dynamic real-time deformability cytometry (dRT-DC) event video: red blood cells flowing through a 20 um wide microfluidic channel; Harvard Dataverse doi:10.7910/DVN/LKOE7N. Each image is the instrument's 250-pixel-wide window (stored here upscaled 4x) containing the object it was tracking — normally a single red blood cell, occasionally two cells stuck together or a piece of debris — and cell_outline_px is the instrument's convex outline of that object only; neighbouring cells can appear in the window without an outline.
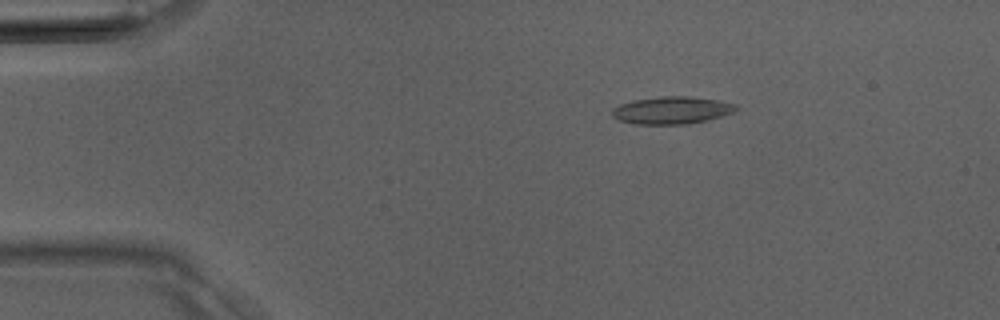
{"species": "Egyptian fruit bat (a non-hibernating species)", "species_latin": "Rousettus aegyptiacus", "temperature_condition": "room temperature", "stored_images_in_passage": 35, "camera_frame_rate_fps": 3000, "um_per_image_px": 0.085, "animal": {"sex": "male"}, "frame": {"image": 1, "passage_image": 4, "time_ms": 1.0, "image_size_px": [1000, 320], "cell_outline_px": [[740, 108], [732, 112], [708, 120], [688, 124], [636, 124], [620, 120], [612, 116], [612, 108], [620, 104], [632, 100], [660, 96], [692, 96], [716, 100], [736, 104]], "centroid_in_image_um": [57.09, 9.36], "position_along_channel_um": 27.9, "area_um2": 19.83}}
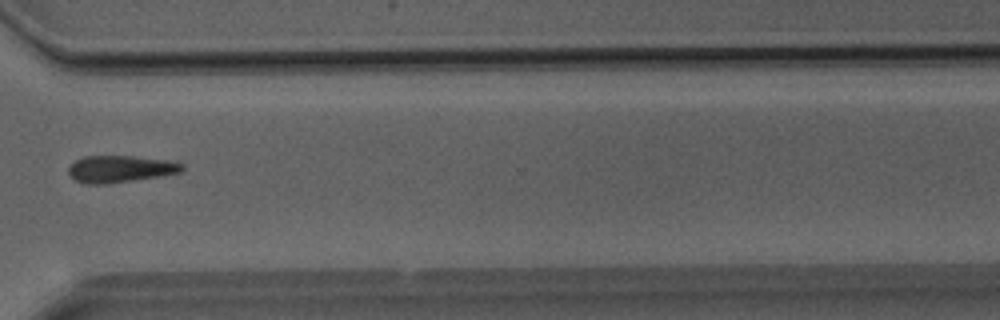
{"frame": {"image": 2, "passage_image": 26, "time_ms": 8.333, "image_size_px": [1000, 320], "cell_outline_px": [[184, 172], [160, 176], [108, 184], [84, 184], [76, 180], [68, 172], [68, 168], [76, 160], [84, 156], [132, 156], [176, 160], [184, 164]], "centroid_in_image_um": [10.31, 14.35], "position_along_channel_um": 360.3, "area_um2": 18.09}}
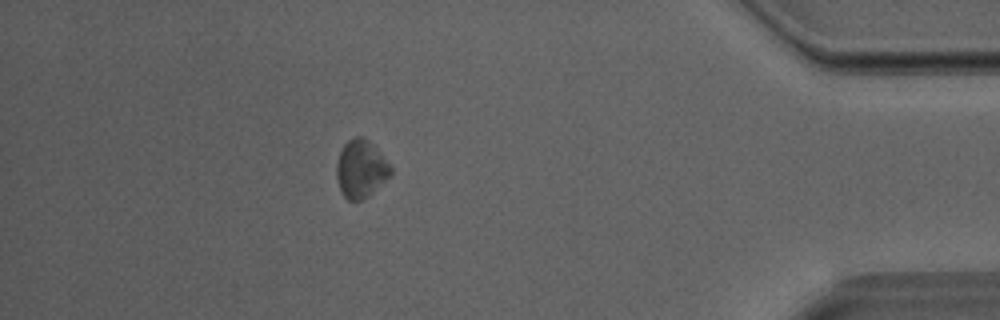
{"frame": {"image": 3, "passage_image": 31, "time_ms": 10.0, "image_size_px": [1000, 320], "cell_outline_px": [[392, 172], [368, 196], [360, 200], [348, 200], [340, 192], [336, 176], [336, 164], [340, 152], [344, 144], [348, 140], [356, 136], [360, 136], [368, 140], [376, 148], [392, 168]], "centroid_in_image_um": [30.63, 14.35], "position_along_channel_um": 404.6, "area_um2": 17.92}}